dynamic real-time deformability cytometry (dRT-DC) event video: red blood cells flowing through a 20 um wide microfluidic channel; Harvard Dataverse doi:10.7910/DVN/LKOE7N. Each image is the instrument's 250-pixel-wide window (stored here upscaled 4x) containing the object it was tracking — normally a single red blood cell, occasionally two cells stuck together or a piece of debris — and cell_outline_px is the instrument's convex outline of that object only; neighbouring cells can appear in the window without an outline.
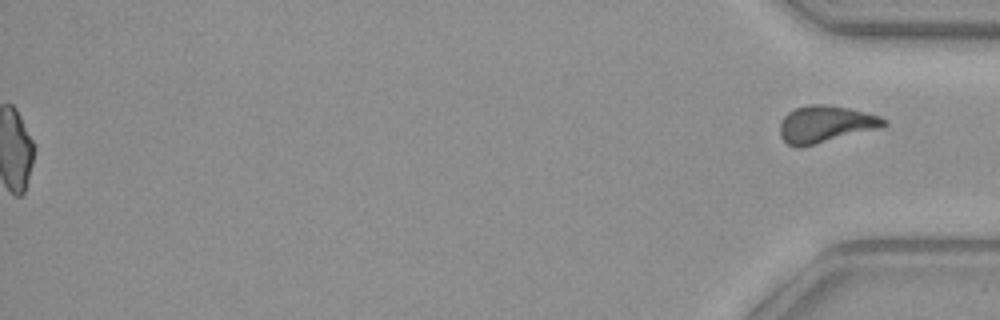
{"species": "common noctule bat (a hibernating species)", "species_latin": "Nyctalus noctula", "temperature_condition": "warm", "stored_images_in_passage": 54, "segment_of_instrument_passage": [2, 2], "camera_frame_rate_fps": 3000, "um_per_image_px": 0.085, "animal": {"sex": "female", "body_mass_g": 29.2, "forearm_length_mm": 56.3}, "frame": {"image": 1, "passage_image": 54, "time_ms": 17.667, "image_size_px": [1000, 320], "cell_outline_px": [[888, 124], [880, 128], [800, 148], [796, 148], [788, 144], [780, 136], [780, 124], [784, 116], [788, 112], [796, 108], [808, 104], [824, 104], [848, 108], [880, 116], [888, 120]], "centroid_in_image_um": [70.16, 10.56], "position_along_channel_um": 365.0, "area_um2": 22.43}}